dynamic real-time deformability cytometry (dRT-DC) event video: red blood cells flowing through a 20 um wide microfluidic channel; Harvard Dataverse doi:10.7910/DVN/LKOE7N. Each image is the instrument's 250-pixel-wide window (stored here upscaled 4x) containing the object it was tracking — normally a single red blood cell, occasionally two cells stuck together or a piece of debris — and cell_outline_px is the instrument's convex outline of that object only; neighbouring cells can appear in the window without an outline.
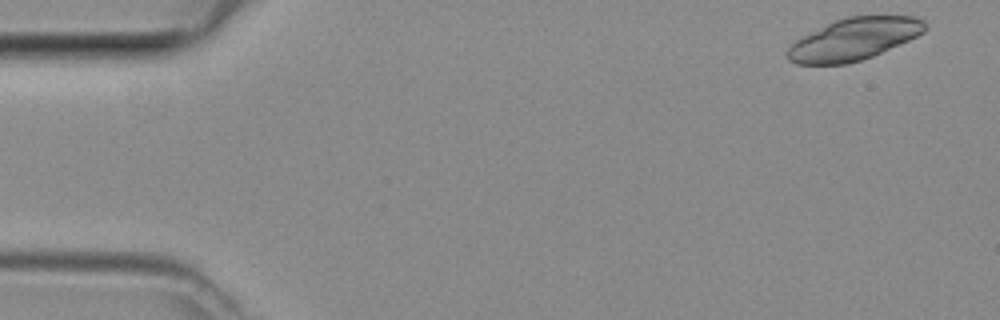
{"species": "common noctule bat (a hibernating species)", "species_latin": "Nyctalus noctula", "temperature_condition": "room temperature", "stored_images_in_passage": 11, "camera_frame_rate_fps": 3000, "um_per_image_px": 0.085, "animal": {"sex": "female", "body_mass_g": 29.2, "forearm_length_mm": 56.3}, "frame": {"image": 1, "passage_image": 1, "time_ms": 0.0, "image_size_px": [1000, 320], "cell_outline_px": [[928, 28], [924, 32], [908, 40], [872, 56], [848, 64], [796, 64], [788, 60], [788, 48], [800, 36], [836, 20], [848, 16], [916, 16], [924, 20]], "centroid_in_image_um": [72.59, 3.32], "position_along_channel_um": 12.4, "area_um2": 33.47}}